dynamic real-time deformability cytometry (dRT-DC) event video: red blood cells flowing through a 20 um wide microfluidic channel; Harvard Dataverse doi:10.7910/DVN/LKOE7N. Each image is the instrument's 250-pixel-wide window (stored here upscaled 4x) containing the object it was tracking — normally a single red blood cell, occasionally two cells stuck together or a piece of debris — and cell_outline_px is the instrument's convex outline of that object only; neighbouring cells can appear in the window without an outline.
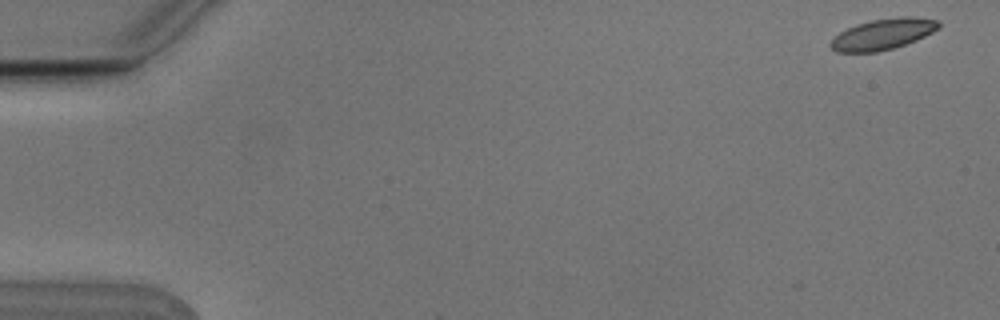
{"species": "Egyptian fruit bat (a non-hibernating species)", "species_latin": "Rousettus aegyptiacus", "temperature_condition": "cold", "stored_images_in_passage": 5, "camera_frame_rate_fps": 3000, "um_per_image_px": 0.085, "animal": {"sex": "male"}, "frame": {"image": 1, "passage_image": 1, "time_ms": 0.0, "image_size_px": [1000, 320], "cell_outline_px": [[940, 28], [916, 40], [892, 48], [876, 52], [836, 52], [828, 44], [840, 32], [856, 24], [872, 20], [904, 16], [908, 16], [936, 20], [940, 24]], "centroid_in_image_um": [75.03, 2.9], "position_along_channel_um": 10.0, "area_um2": 19.13}}